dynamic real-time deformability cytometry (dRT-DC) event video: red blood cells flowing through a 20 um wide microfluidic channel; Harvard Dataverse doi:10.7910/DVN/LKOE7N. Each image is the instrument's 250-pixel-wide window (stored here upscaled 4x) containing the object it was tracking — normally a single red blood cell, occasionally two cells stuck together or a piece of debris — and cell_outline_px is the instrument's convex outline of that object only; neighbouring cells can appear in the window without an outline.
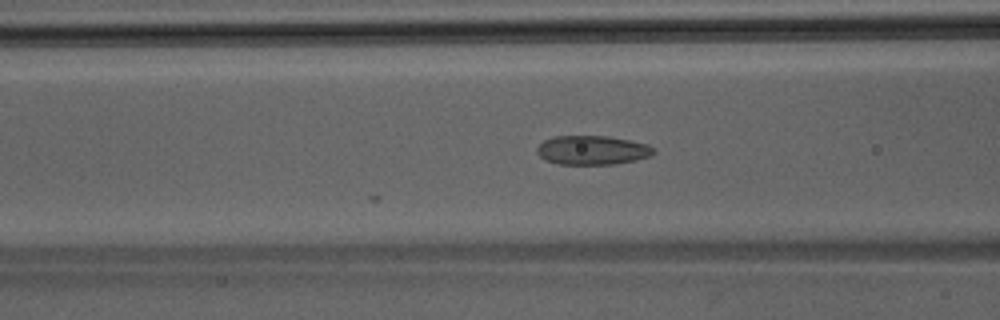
{"species": "Egyptian fruit bat (a non-hibernating species)", "species_latin": "Rousettus aegyptiacus", "temperature_condition": "room temperature", "stored_images_in_passage": 18, "camera_frame_rate_fps": 3000, "um_per_image_px": 0.085, "animal": {"sex": "male"}, "frame": {"image": 1, "passage_image": 18, "time_ms": 5.667, "image_size_px": [1000, 320], "cell_outline_px": [[656, 152], [652, 156], [636, 160], [616, 164], [556, 164], [544, 160], [536, 152], [536, 148], [544, 140], [552, 136], [608, 136], [648, 144]], "centroid_in_image_um": [50.33, 12.77], "position_along_channel_um": 116.3, "area_um2": 19.94}}